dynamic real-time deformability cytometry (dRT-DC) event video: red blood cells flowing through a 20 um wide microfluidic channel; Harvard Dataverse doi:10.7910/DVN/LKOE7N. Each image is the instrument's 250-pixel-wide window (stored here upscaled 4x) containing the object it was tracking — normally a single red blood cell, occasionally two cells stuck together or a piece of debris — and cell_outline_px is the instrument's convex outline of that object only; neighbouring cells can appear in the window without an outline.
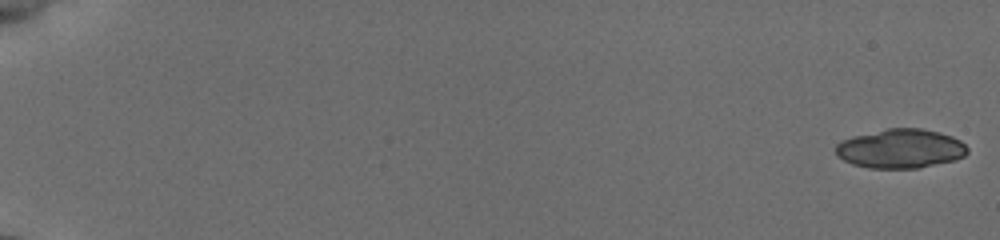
{"species": "common noctule bat (a hibernating species)", "species_latin": "Nyctalus noctula", "temperature_condition": "cold", "stored_images_in_passage": 29, "camera_frame_rate_fps": 3000, "um_per_image_px": 0.085, "animal": {"sex": "female", "body_mass_g": 19.5, "forearm_length_mm": 54.1}, "frame": {"image": 1, "passage_image": 1, "time_ms": 0.0, "image_size_px": [1000, 240], "cell_outline_px": [[968, 152], [964, 156], [952, 160], [920, 168], [868, 168], [852, 164], [836, 156], [836, 144], [840, 140], [888, 128], [920, 128], [940, 132], [952, 136], [960, 140], [968, 148]], "centroid_in_image_um": [76.54, 12.63], "position_along_channel_um": 8.5, "area_um2": 30.0}}
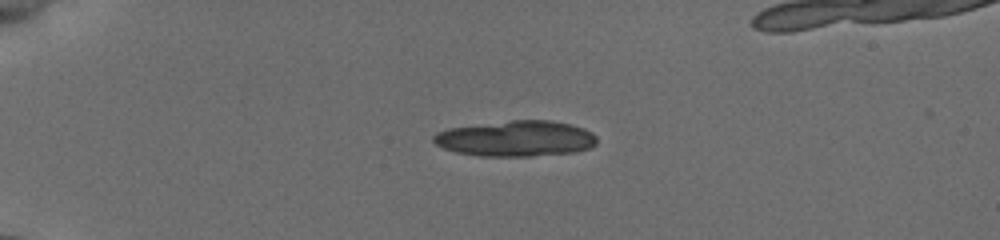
{"frame": {"image": 2, "passage_image": 19, "time_ms": 4.667, "image_size_px": [1000, 240], "cell_outline_px": [[596, 144], [588, 148], [576, 152], [532, 156], [480, 156], [456, 152], [444, 148], [436, 144], [432, 140], [432, 136], [436, 132], [448, 128], [512, 120], [552, 120], [584, 128], [592, 132], [596, 136]], "centroid_in_image_um": [43.85, 11.78], "position_along_channel_um": 41.2, "area_um2": 34.04}}